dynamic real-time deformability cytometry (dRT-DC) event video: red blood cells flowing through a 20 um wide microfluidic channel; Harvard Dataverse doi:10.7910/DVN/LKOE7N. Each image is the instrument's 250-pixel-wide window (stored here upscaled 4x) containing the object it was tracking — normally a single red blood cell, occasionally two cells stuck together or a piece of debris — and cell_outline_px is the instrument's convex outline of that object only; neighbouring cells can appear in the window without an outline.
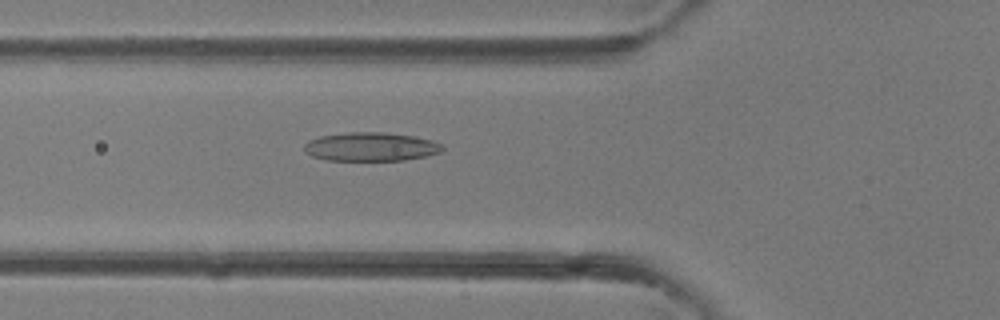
{"species": "common noctule bat (a hibernating species)", "species_latin": "Nyctalus noctula", "temperature_condition": "room temperature", "stored_images_in_passage": 41, "camera_frame_rate_fps": 3000, "um_per_image_px": 0.085, "animal": {"sex": "female"}, "frame": {"image": 1, "passage_image": 15, "time_ms": 4.667, "image_size_px": [1000, 320], "cell_outline_px": [[444, 148], [440, 152], [424, 156], [404, 160], [328, 160], [312, 156], [304, 152], [304, 144], [308, 140], [320, 136], [348, 132], [384, 132], [412, 136], [432, 140], [440, 144]], "centroid_in_image_um": [31.47, 12.47], "position_along_channel_um": 94.3, "area_um2": 23.0}}
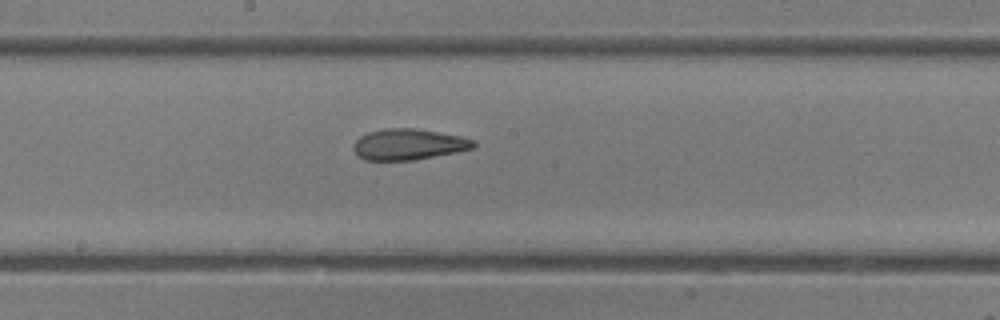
{"frame": {"image": 2, "passage_image": 22, "time_ms": 7.0, "image_size_px": [1000, 320], "cell_outline_px": [[476, 148], [456, 152], [412, 160], [364, 160], [356, 156], [352, 148], [352, 144], [360, 136], [368, 132], [384, 128], [416, 128], [460, 136], [472, 140], [476, 144]], "centroid_in_image_um": [34.67, 12.27], "position_along_channel_um": 213.5, "area_um2": 21.79}}
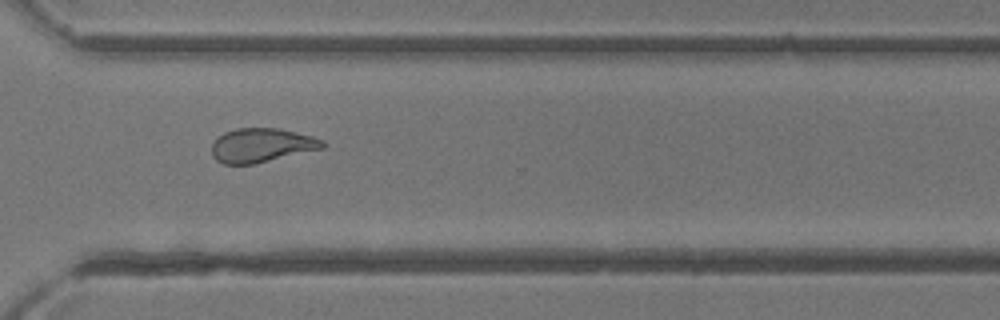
{"frame": {"image": 3, "passage_image": 30, "time_ms": 9.667, "image_size_px": [1000, 320], "cell_outline_px": [[324, 148], [252, 164], [224, 164], [216, 160], [212, 156], [212, 144], [224, 132], [236, 128], [280, 128], [312, 136], [324, 140]], "centroid_in_image_um": [22.23, 12.34], "position_along_channel_um": 348.4, "area_um2": 21.85}}